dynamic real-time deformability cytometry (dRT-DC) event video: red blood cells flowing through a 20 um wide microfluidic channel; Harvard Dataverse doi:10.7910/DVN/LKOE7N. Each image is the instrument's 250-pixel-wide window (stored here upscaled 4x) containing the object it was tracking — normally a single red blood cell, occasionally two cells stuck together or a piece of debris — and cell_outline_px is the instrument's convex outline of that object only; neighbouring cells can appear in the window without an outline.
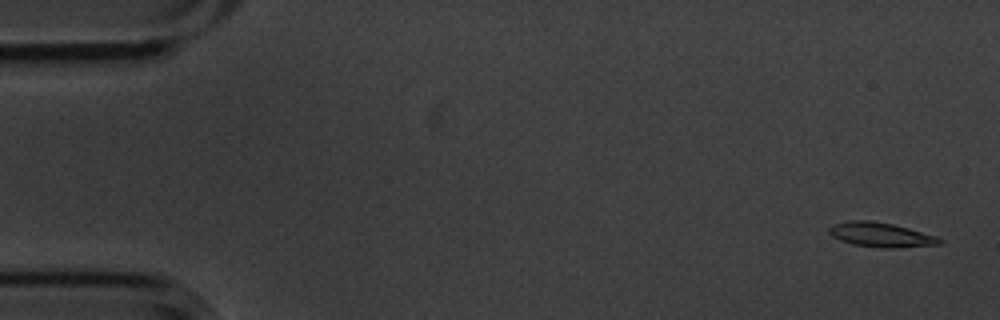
{"species": "common noctule bat (a hibernating species)", "species_latin": "Nyctalus noctula", "temperature_condition": "cold", "stored_images_in_passage": 5, "camera_frame_rate_fps": 3000, "um_per_image_px": 0.085, "animal": {"sex": "male", "body_mass_g": 20.1, "forearm_length_mm": 53.5}, "frame": {"image": 1, "passage_image": 1, "time_ms": 0.0, "image_size_px": [1000, 320], "cell_outline_px": [[944, 240], [940, 244], [892, 248], [880, 248], [852, 244], [840, 240], [832, 236], [828, 232], [828, 228], [832, 224], [852, 220], [872, 220], [892, 224], [908, 228], [936, 236]], "centroid_in_image_um": [74.84, 19.95], "position_along_channel_um": 10.2, "area_um2": 15.78}}
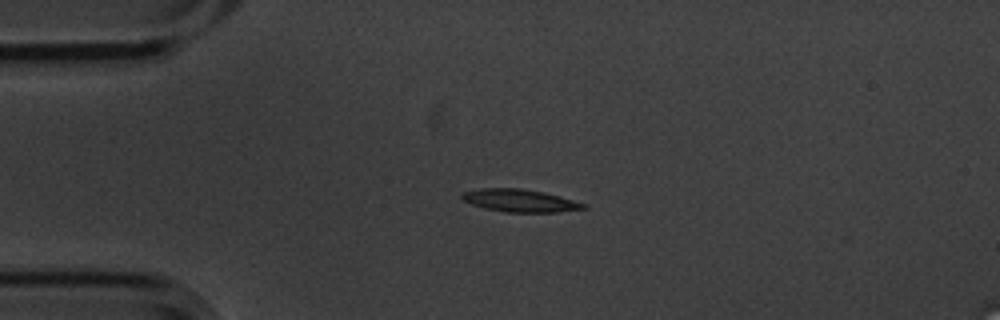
{"frame": {"image": 2, "passage_image": 4, "time_ms": 1.0, "image_size_px": [1000, 320], "cell_outline_px": [[588, 208], [556, 212], [504, 212], [484, 208], [472, 204], [464, 200], [460, 196], [464, 192], [480, 188], [520, 188], [544, 192], [588, 204]], "centroid_in_image_um": [44.21, 17.05], "position_along_channel_um": 40.8, "area_um2": 16.01}}